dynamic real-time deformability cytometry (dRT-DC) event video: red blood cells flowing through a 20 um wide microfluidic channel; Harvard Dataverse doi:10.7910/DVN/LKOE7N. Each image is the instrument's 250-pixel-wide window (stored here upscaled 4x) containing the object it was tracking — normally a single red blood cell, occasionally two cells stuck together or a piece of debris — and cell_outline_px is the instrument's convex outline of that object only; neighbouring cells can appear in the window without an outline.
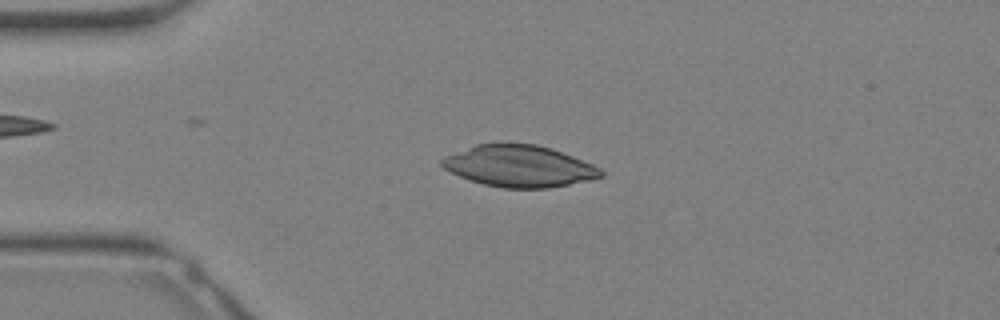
{"species": "Egyptian fruit bat (a non-hibernating species)", "species_latin": "Rousettus aegyptiacus", "temperature_condition": "warm", "stored_images_in_passage": 26, "camera_frame_rate_fps": 3000, "um_per_image_px": 0.085, "animal": {"sex": "female"}, "frame": {"image": 1, "passage_image": 5, "time_ms": 1.333, "image_size_px": [1000, 320], "cell_outline_px": [[604, 176], [588, 180], [548, 188], [504, 188], [484, 184], [460, 176], [444, 168], [440, 164], [440, 160], [444, 156], [476, 144], [500, 140], [536, 144], [552, 148], [592, 164], [600, 168], [604, 172]], "centroid_in_image_um": [44.1, 14.07], "position_along_channel_um": 40.9, "area_um2": 39.02}}
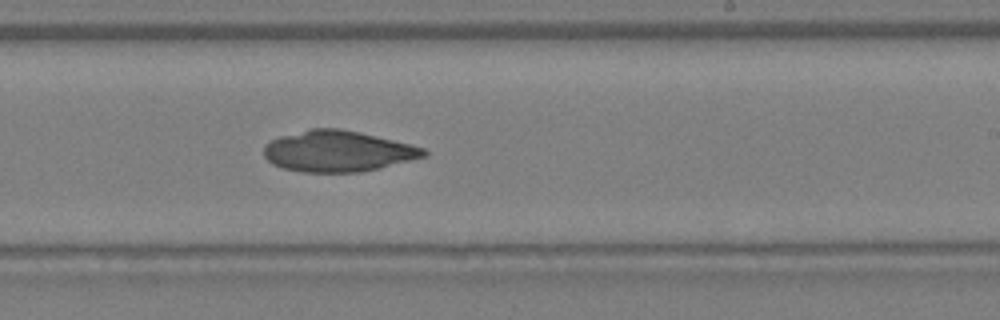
{"frame": {"image": 2, "passage_image": 17, "time_ms": 5.333, "image_size_px": [1000, 320], "cell_outline_px": [[428, 156], [380, 168], [360, 172], [300, 172], [284, 168], [272, 164], [264, 156], [264, 144], [280, 136], [312, 128], [340, 128], [360, 132], [424, 148], [428, 152]], "centroid_in_image_um": [28.71, 12.86], "position_along_channel_um": 260.3, "area_um2": 38.15}}
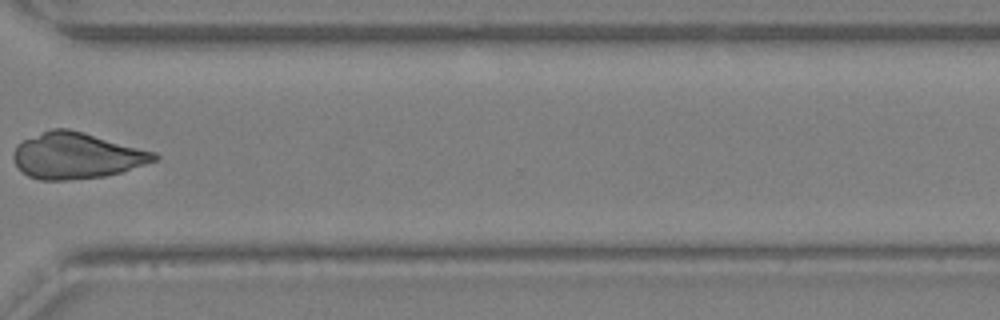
{"frame": {"image": 3, "passage_image": 22, "time_ms": 7.0, "image_size_px": [1000, 320], "cell_outline_px": [[160, 156], [156, 160], [120, 172], [104, 176], [68, 180], [40, 180], [28, 176], [16, 164], [12, 156], [16, 144], [24, 140], [52, 128], [68, 128], [84, 132], [156, 152]], "centroid_in_image_um": [6.5, 13.22], "position_along_channel_um": 364.1, "area_um2": 37.57}}